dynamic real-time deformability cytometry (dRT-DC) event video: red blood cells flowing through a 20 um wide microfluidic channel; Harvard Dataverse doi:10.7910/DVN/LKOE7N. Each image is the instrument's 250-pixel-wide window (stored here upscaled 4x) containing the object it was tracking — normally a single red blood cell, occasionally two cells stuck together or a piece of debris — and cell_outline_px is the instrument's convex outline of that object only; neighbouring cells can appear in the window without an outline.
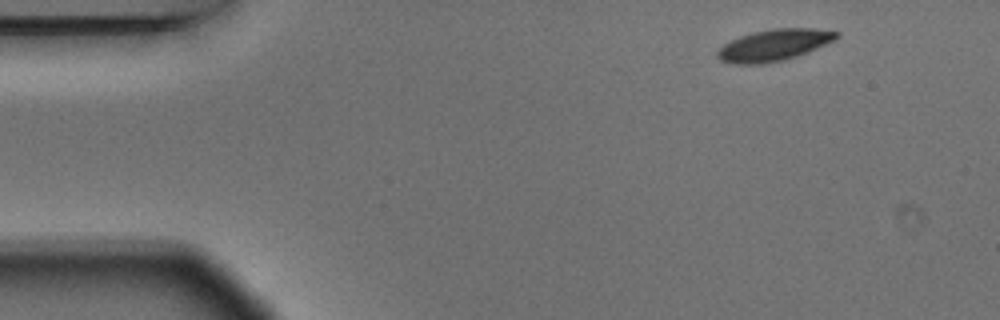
{"species": "Egyptian fruit bat (a non-hibernating species)", "species_latin": "Rousettus aegyptiacus", "temperature_condition": "warm", "stored_images_in_passage": 4, "camera_frame_rate_fps": 3000, "um_per_image_px": 0.085, "animal": {"sex": "male"}, "frame": {"image": 1, "passage_image": 1, "time_ms": 0.0, "image_size_px": [1000, 320], "cell_outline_px": [[840, 36], [836, 40], [808, 52], [784, 60], [764, 64], [732, 64], [720, 60], [716, 56], [716, 52], [724, 44], [740, 36], [752, 32], [776, 28], [812, 28], [840, 32]], "centroid_in_image_um": [65.8, 3.84], "position_along_channel_um": 19.2, "area_um2": 22.02}}
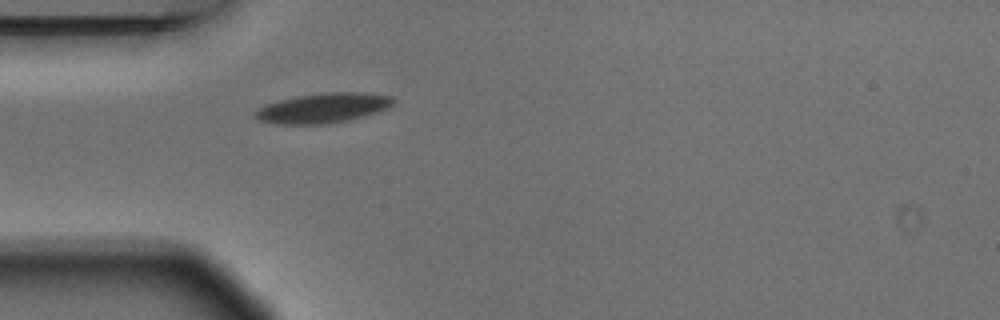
{"frame": {"image": 2, "passage_image": 4, "time_ms": 1.0, "image_size_px": [1000, 320], "cell_outline_px": [[396, 100], [388, 108], [364, 116], [348, 120], [324, 124], [276, 124], [260, 120], [252, 116], [252, 112], [264, 104], [296, 96], [324, 92], [364, 92], [392, 96]], "centroid_in_image_um": [27.43, 9.17], "position_along_channel_um": 57.6, "area_um2": 24.22}}